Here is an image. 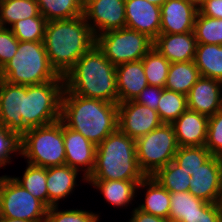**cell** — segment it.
<instances>
[{
    "label": "cell",
    "mask_w": 222,
    "mask_h": 222,
    "mask_svg": "<svg viewBox=\"0 0 222 222\" xmlns=\"http://www.w3.org/2000/svg\"><path fill=\"white\" fill-rule=\"evenodd\" d=\"M187 109V95L163 88L157 107L163 123L172 124Z\"/></svg>",
    "instance_id": "d6a6232c"
},
{
    "label": "cell",
    "mask_w": 222,
    "mask_h": 222,
    "mask_svg": "<svg viewBox=\"0 0 222 222\" xmlns=\"http://www.w3.org/2000/svg\"><path fill=\"white\" fill-rule=\"evenodd\" d=\"M0 79L22 86L64 81L51 66L43 41H19L16 54L0 69Z\"/></svg>",
    "instance_id": "5b68a950"
},
{
    "label": "cell",
    "mask_w": 222,
    "mask_h": 222,
    "mask_svg": "<svg viewBox=\"0 0 222 222\" xmlns=\"http://www.w3.org/2000/svg\"><path fill=\"white\" fill-rule=\"evenodd\" d=\"M20 154V137L13 131L0 125V167L9 164L13 153Z\"/></svg>",
    "instance_id": "f35d334b"
},
{
    "label": "cell",
    "mask_w": 222,
    "mask_h": 222,
    "mask_svg": "<svg viewBox=\"0 0 222 222\" xmlns=\"http://www.w3.org/2000/svg\"><path fill=\"white\" fill-rule=\"evenodd\" d=\"M99 215L79 209L58 211V206L48 208L45 222H98Z\"/></svg>",
    "instance_id": "8d00e7d4"
},
{
    "label": "cell",
    "mask_w": 222,
    "mask_h": 222,
    "mask_svg": "<svg viewBox=\"0 0 222 222\" xmlns=\"http://www.w3.org/2000/svg\"><path fill=\"white\" fill-rule=\"evenodd\" d=\"M182 222H222L218 203H207L199 212L182 218Z\"/></svg>",
    "instance_id": "60d3db41"
},
{
    "label": "cell",
    "mask_w": 222,
    "mask_h": 222,
    "mask_svg": "<svg viewBox=\"0 0 222 222\" xmlns=\"http://www.w3.org/2000/svg\"><path fill=\"white\" fill-rule=\"evenodd\" d=\"M211 156L212 154L205 146L179 147L174 156V161L180 165L184 171L192 175Z\"/></svg>",
    "instance_id": "d590c367"
},
{
    "label": "cell",
    "mask_w": 222,
    "mask_h": 222,
    "mask_svg": "<svg viewBox=\"0 0 222 222\" xmlns=\"http://www.w3.org/2000/svg\"><path fill=\"white\" fill-rule=\"evenodd\" d=\"M135 143L138 165L145 176H153L174 160L179 148L173 125L166 123L137 138Z\"/></svg>",
    "instance_id": "ba28073f"
},
{
    "label": "cell",
    "mask_w": 222,
    "mask_h": 222,
    "mask_svg": "<svg viewBox=\"0 0 222 222\" xmlns=\"http://www.w3.org/2000/svg\"><path fill=\"white\" fill-rule=\"evenodd\" d=\"M19 40L9 27H0V69L16 54Z\"/></svg>",
    "instance_id": "ab89813d"
},
{
    "label": "cell",
    "mask_w": 222,
    "mask_h": 222,
    "mask_svg": "<svg viewBox=\"0 0 222 222\" xmlns=\"http://www.w3.org/2000/svg\"><path fill=\"white\" fill-rule=\"evenodd\" d=\"M200 77L194 61L173 62L170 64L164 88L187 95Z\"/></svg>",
    "instance_id": "d4e9b609"
},
{
    "label": "cell",
    "mask_w": 222,
    "mask_h": 222,
    "mask_svg": "<svg viewBox=\"0 0 222 222\" xmlns=\"http://www.w3.org/2000/svg\"><path fill=\"white\" fill-rule=\"evenodd\" d=\"M36 0H2L0 1V25L12 26L21 19L38 16ZM8 24V25H6Z\"/></svg>",
    "instance_id": "83f0119b"
},
{
    "label": "cell",
    "mask_w": 222,
    "mask_h": 222,
    "mask_svg": "<svg viewBox=\"0 0 222 222\" xmlns=\"http://www.w3.org/2000/svg\"><path fill=\"white\" fill-rule=\"evenodd\" d=\"M97 188L111 205L127 206L135 197L138 184L141 181L123 180H86Z\"/></svg>",
    "instance_id": "cb8c5ba5"
},
{
    "label": "cell",
    "mask_w": 222,
    "mask_h": 222,
    "mask_svg": "<svg viewBox=\"0 0 222 222\" xmlns=\"http://www.w3.org/2000/svg\"><path fill=\"white\" fill-rule=\"evenodd\" d=\"M189 192L207 203L219 202L222 194L221 157L212 155L191 175Z\"/></svg>",
    "instance_id": "4fadbf2b"
},
{
    "label": "cell",
    "mask_w": 222,
    "mask_h": 222,
    "mask_svg": "<svg viewBox=\"0 0 222 222\" xmlns=\"http://www.w3.org/2000/svg\"><path fill=\"white\" fill-rule=\"evenodd\" d=\"M161 8L160 33L178 34L194 31L198 8L186 0H167Z\"/></svg>",
    "instance_id": "ac0fdd59"
},
{
    "label": "cell",
    "mask_w": 222,
    "mask_h": 222,
    "mask_svg": "<svg viewBox=\"0 0 222 222\" xmlns=\"http://www.w3.org/2000/svg\"><path fill=\"white\" fill-rule=\"evenodd\" d=\"M205 147L213 156L222 157V109L209 117Z\"/></svg>",
    "instance_id": "74e56055"
},
{
    "label": "cell",
    "mask_w": 222,
    "mask_h": 222,
    "mask_svg": "<svg viewBox=\"0 0 222 222\" xmlns=\"http://www.w3.org/2000/svg\"><path fill=\"white\" fill-rule=\"evenodd\" d=\"M129 222H171L169 219H165L159 216H154L150 213H146L140 210L138 207L133 209L132 217Z\"/></svg>",
    "instance_id": "ee69618b"
},
{
    "label": "cell",
    "mask_w": 222,
    "mask_h": 222,
    "mask_svg": "<svg viewBox=\"0 0 222 222\" xmlns=\"http://www.w3.org/2000/svg\"><path fill=\"white\" fill-rule=\"evenodd\" d=\"M145 188V202L139 205V209L169 219L170 213V192L166 190L155 178L146 176L139 184L138 188Z\"/></svg>",
    "instance_id": "603a6c76"
},
{
    "label": "cell",
    "mask_w": 222,
    "mask_h": 222,
    "mask_svg": "<svg viewBox=\"0 0 222 222\" xmlns=\"http://www.w3.org/2000/svg\"><path fill=\"white\" fill-rule=\"evenodd\" d=\"M7 178H8V176H6V175L0 177V202H1V197H2V190H3V187L6 183Z\"/></svg>",
    "instance_id": "f6af8a7d"
},
{
    "label": "cell",
    "mask_w": 222,
    "mask_h": 222,
    "mask_svg": "<svg viewBox=\"0 0 222 222\" xmlns=\"http://www.w3.org/2000/svg\"><path fill=\"white\" fill-rule=\"evenodd\" d=\"M146 1H148V2H150V3H153V4H156V5H158V6H161V5H163L167 0H146Z\"/></svg>",
    "instance_id": "c3c4849f"
},
{
    "label": "cell",
    "mask_w": 222,
    "mask_h": 222,
    "mask_svg": "<svg viewBox=\"0 0 222 222\" xmlns=\"http://www.w3.org/2000/svg\"><path fill=\"white\" fill-rule=\"evenodd\" d=\"M194 34L197 43L222 45V19L210 18L198 12Z\"/></svg>",
    "instance_id": "836d02e7"
},
{
    "label": "cell",
    "mask_w": 222,
    "mask_h": 222,
    "mask_svg": "<svg viewBox=\"0 0 222 222\" xmlns=\"http://www.w3.org/2000/svg\"><path fill=\"white\" fill-rule=\"evenodd\" d=\"M63 78L65 89L72 94L118 104L116 66L96 44L77 60Z\"/></svg>",
    "instance_id": "3957f363"
},
{
    "label": "cell",
    "mask_w": 222,
    "mask_h": 222,
    "mask_svg": "<svg viewBox=\"0 0 222 222\" xmlns=\"http://www.w3.org/2000/svg\"><path fill=\"white\" fill-rule=\"evenodd\" d=\"M47 20L39 14L14 23L10 30L19 41H43Z\"/></svg>",
    "instance_id": "e575fe53"
},
{
    "label": "cell",
    "mask_w": 222,
    "mask_h": 222,
    "mask_svg": "<svg viewBox=\"0 0 222 222\" xmlns=\"http://www.w3.org/2000/svg\"><path fill=\"white\" fill-rule=\"evenodd\" d=\"M186 1L199 8L205 0H186Z\"/></svg>",
    "instance_id": "7dc6e473"
},
{
    "label": "cell",
    "mask_w": 222,
    "mask_h": 222,
    "mask_svg": "<svg viewBox=\"0 0 222 222\" xmlns=\"http://www.w3.org/2000/svg\"><path fill=\"white\" fill-rule=\"evenodd\" d=\"M15 181L30 192L35 198L48 207V191L46 185L47 168L34 166L28 163L23 177H13Z\"/></svg>",
    "instance_id": "4dcf8cb0"
},
{
    "label": "cell",
    "mask_w": 222,
    "mask_h": 222,
    "mask_svg": "<svg viewBox=\"0 0 222 222\" xmlns=\"http://www.w3.org/2000/svg\"><path fill=\"white\" fill-rule=\"evenodd\" d=\"M39 13L47 20L71 19L83 15V0H36Z\"/></svg>",
    "instance_id": "4316f807"
},
{
    "label": "cell",
    "mask_w": 222,
    "mask_h": 222,
    "mask_svg": "<svg viewBox=\"0 0 222 222\" xmlns=\"http://www.w3.org/2000/svg\"><path fill=\"white\" fill-rule=\"evenodd\" d=\"M60 120L98 146L118 128V104L85 98L64 88Z\"/></svg>",
    "instance_id": "6da1fadb"
},
{
    "label": "cell",
    "mask_w": 222,
    "mask_h": 222,
    "mask_svg": "<svg viewBox=\"0 0 222 222\" xmlns=\"http://www.w3.org/2000/svg\"><path fill=\"white\" fill-rule=\"evenodd\" d=\"M156 48L170 63L194 61L197 40L194 31L178 34L160 33L154 40Z\"/></svg>",
    "instance_id": "ffe728a7"
},
{
    "label": "cell",
    "mask_w": 222,
    "mask_h": 222,
    "mask_svg": "<svg viewBox=\"0 0 222 222\" xmlns=\"http://www.w3.org/2000/svg\"><path fill=\"white\" fill-rule=\"evenodd\" d=\"M135 139L119 128L96 146L95 165L87 180L142 181Z\"/></svg>",
    "instance_id": "277c9868"
},
{
    "label": "cell",
    "mask_w": 222,
    "mask_h": 222,
    "mask_svg": "<svg viewBox=\"0 0 222 222\" xmlns=\"http://www.w3.org/2000/svg\"><path fill=\"white\" fill-rule=\"evenodd\" d=\"M22 105L23 86L0 79V125L20 138L29 130L21 116Z\"/></svg>",
    "instance_id": "5bb4252c"
},
{
    "label": "cell",
    "mask_w": 222,
    "mask_h": 222,
    "mask_svg": "<svg viewBox=\"0 0 222 222\" xmlns=\"http://www.w3.org/2000/svg\"><path fill=\"white\" fill-rule=\"evenodd\" d=\"M1 222H33V221L13 219V218H1Z\"/></svg>",
    "instance_id": "bcb514c9"
},
{
    "label": "cell",
    "mask_w": 222,
    "mask_h": 222,
    "mask_svg": "<svg viewBox=\"0 0 222 222\" xmlns=\"http://www.w3.org/2000/svg\"><path fill=\"white\" fill-rule=\"evenodd\" d=\"M170 193L189 191L191 175L172 160L153 176Z\"/></svg>",
    "instance_id": "f1b7e54d"
},
{
    "label": "cell",
    "mask_w": 222,
    "mask_h": 222,
    "mask_svg": "<svg viewBox=\"0 0 222 222\" xmlns=\"http://www.w3.org/2000/svg\"><path fill=\"white\" fill-rule=\"evenodd\" d=\"M48 207L9 177L2 190L0 217L45 222Z\"/></svg>",
    "instance_id": "30bf717a"
},
{
    "label": "cell",
    "mask_w": 222,
    "mask_h": 222,
    "mask_svg": "<svg viewBox=\"0 0 222 222\" xmlns=\"http://www.w3.org/2000/svg\"><path fill=\"white\" fill-rule=\"evenodd\" d=\"M162 92L163 88L148 85L141 91L134 101L157 111Z\"/></svg>",
    "instance_id": "b9f144b4"
},
{
    "label": "cell",
    "mask_w": 222,
    "mask_h": 222,
    "mask_svg": "<svg viewBox=\"0 0 222 222\" xmlns=\"http://www.w3.org/2000/svg\"><path fill=\"white\" fill-rule=\"evenodd\" d=\"M194 63L202 77L222 82V45L197 43Z\"/></svg>",
    "instance_id": "484cf974"
},
{
    "label": "cell",
    "mask_w": 222,
    "mask_h": 222,
    "mask_svg": "<svg viewBox=\"0 0 222 222\" xmlns=\"http://www.w3.org/2000/svg\"><path fill=\"white\" fill-rule=\"evenodd\" d=\"M20 155L34 166L49 168L65 165L63 122L58 120L29 129L20 138Z\"/></svg>",
    "instance_id": "8992f818"
},
{
    "label": "cell",
    "mask_w": 222,
    "mask_h": 222,
    "mask_svg": "<svg viewBox=\"0 0 222 222\" xmlns=\"http://www.w3.org/2000/svg\"><path fill=\"white\" fill-rule=\"evenodd\" d=\"M64 88V81L23 86L21 116L29 129L45 126L61 119Z\"/></svg>",
    "instance_id": "52a82bcc"
},
{
    "label": "cell",
    "mask_w": 222,
    "mask_h": 222,
    "mask_svg": "<svg viewBox=\"0 0 222 222\" xmlns=\"http://www.w3.org/2000/svg\"><path fill=\"white\" fill-rule=\"evenodd\" d=\"M222 82L200 77L187 94L188 109L208 118L222 109Z\"/></svg>",
    "instance_id": "e0dca14e"
},
{
    "label": "cell",
    "mask_w": 222,
    "mask_h": 222,
    "mask_svg": "<svg viewBox=\"0 0 222 222\" xmlns=\"http://www.w3.org/2000/svg\"><path fill=\"white\" fill-rule=\"evenodd\" d=\"M79 170L68 165L47 168L48 208L58 206L60 199L72 193Z\"/></svg>",
    "instance_id": "7402d4cb"
},
{
    "label": "cell",
    "mask_w": 222,
    "mask_h": 222,
    "mask_svg": "<svg viewBox=\"0 0 222 222\" xmlns=\"http://www.w3.org/2000/svg\"><path fill=\"white\" fill-rule=\"evenodd\" d=\"M198 11L201 15L222 19V0H205Z\"/></svg>",
    "instance_id": "7bdbcfd3"
},
{
    "label": "cell",
    "mask_w": 222,
    "mask_h": 222,
    "mask_svg": "<svg viewBox=\"0 0 222 222\" xmlns=\"http://www.w3.org/2000/svg\"><path fill=\"white\" fill-rule=\"evenodd\" d=\"M148 35L124 27L104 32L96 37L97 47L115 66L141 60L152 48Z\"/></svg>",
    "instance_id": "9c48e42d"
},
{
    "label": "cell",
    "mask_w": 222,
    "mask_h": 222,
    "mask_svg": "<svg viewBox=\"0 0 222 222\" xmlns=\"http://www.w3.org/2000/svg\"><path fill=\"white\" fill-rule=\"evenodd\" d=\"M219 208H220V212H221V217H222V194L220 196L219 202H218Z\"/></svg>",
    "instance_id": "681fc988"
},
{
    "label": "cell",
    "mask_w": 222,
    "mask_h": 222,
    "mask_svg": "<svg viewBox=\"0 0 222 222\" xmlns=\"http://www.w3.org/2000/svg\"><path fill=\"white\" fill-rule=\"evenodd\" d=\"M127 28L148 35L155 40L160 34L161 8L146 0H125Z\"/></svg>",
    "instance_id": "2e32d148"
},
{
    "label": "cell",
    "mask_w": 222,
    "mask_h": 222,
    "mask_svg": "<svg viewBox=\"0 0 222 222\" xmlns=\"http://www.w3.org/2000/svg\"><path fill=\"white\" fill-rule=\"evenodd\" d=\"M141 60L148 85L164 88L171 63L154 47Z\"/></svg>",
    "instance_id": "1f68e13d"
},
{
    "label": "cell",
    "mask_w": 222,
    "mask_h": 222,
    "mask_svg": "<svg viewBox=\"0 0 222 222\" xmlns=\"http://www.w3.org/2000/svg\"><path fill=\"white\" fill-rule=\"evenodd\" d=\"M118 103L135 100L148 86L142 60L116 66Z\"/></svg>",
    "instance_id": "44dd1931"
},
{
    "label": "cell",
    "mask_w": 222,
    "mask_h": 222,
    "mask_svg": "<svg viewBox=\"0 0 222 222\" xmlns=\"http://www.w3.org/2000/svg\"><path fill=\"white\" fill-rule=\"evenodd\" d=\"M163 124L158 112L134 100L118 103V128L130 138L147 135Z\"/></svg>",
    "instance_id": "7c38bea8"
},
{
    "label": "cell",
    "mask_w": 222,
    "mask_h": 222,
    "mask_svg": "<svg viewBox=\"0 0 222 222\" xmlns=\"http://www.w3.org/2000/svg\"><path fill=\"white\" fill-rule=\"evenodd\" d=\"M43 43L51 66L64 77L96 44V38L82 15L47 21Z\"/></svg>",
    "instance_id": "7a4b0ae2"
},
{
    "label": "cell",
    "mask_w": 222,
    "mask_h": 222,
    "mask_svg": "<svg viewBox=\"0 0 222 222\" xmlns=\"http://www.w3.org/2000/svg\"><path fill=\"white\" fill-rule=\"evenodd\" d=\"M207 202L193 196L189 191L170 193V213L171 222H182V218H187L199 212Z\"/></svg>",
    "instance_id": "f546056e"
},
{
    "label": "cell",
    "mask_w": 222,
    "mask_h": 222,
    "mask_svg": "<svg viewBox=\"0 0 222 222\" xmlns=\"http://www.w3.org/2000/svg\"><path fill=\"white\" fill-rule=\"evenodd\" d=\"M63 138L66 161L65 165L80 171L83 169L84 181L92 173L95 165L96 145L85 138L80 132L63 124Z\"/></svg>",
    "instance_id": "9a60e30c"
},
{
    "label": "cell",
    "mask_w": 222,
    "mask_h": 222,
    "mask_svg": "<svg viewBox=\"0 0 222 222\" xmlns=\"http://www.w3.org/2000/svg\"><path fill=\"white\" fill-rule=\"evenodd\" d=\"M83 16L95 38L104 32L124 28L125 0H84Z\"/></svg>",
    "instance_id": "8fae6325"
},
{
    "label": "cell",
    "mask_w": 222,
    "mask_h": 222,
    "mask_svg": "<svg viewBox=\"0 0 222 222\" xmlns=\"http://www.w3.org/2000/svg\"><path fill=\"white\" fill-rule=\"evenodd\" d=\"M209 118L187 109L173 123L179 147L205 146Z\"/></svg>",
    "instance_id": "d6986e66"
}]
</instances>
